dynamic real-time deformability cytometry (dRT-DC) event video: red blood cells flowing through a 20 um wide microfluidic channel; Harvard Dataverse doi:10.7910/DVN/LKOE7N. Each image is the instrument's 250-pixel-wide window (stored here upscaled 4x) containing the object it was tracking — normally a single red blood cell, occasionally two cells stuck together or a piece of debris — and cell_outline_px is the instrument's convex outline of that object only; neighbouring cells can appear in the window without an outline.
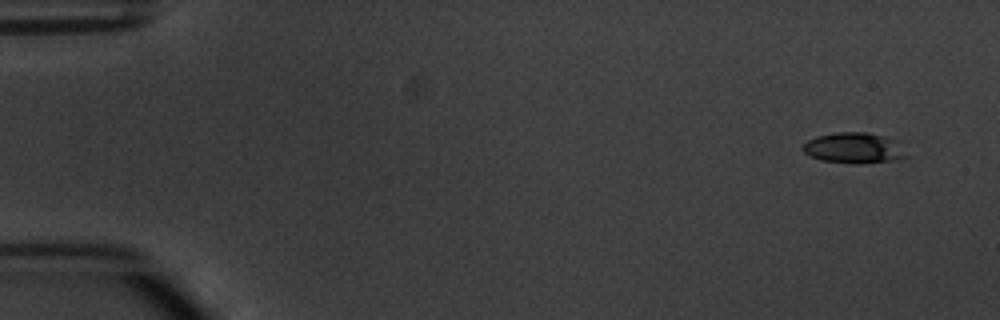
{"species": "common noctule bat (a hibernating species)", "species_latin": "Nyctalus noctula", "temperature_condition": "warm", "stored_images_in_passage": 4, "camera_frame_rate_fps": 3000, "um_per_image_px": 0.085, "animal": {"sex": "male", "body_mass_g": 20.1, "forearm_length_mm": 53.5}, "frame": {"image": 1, "passage_image": 1, "time_ms": 0.0, "image_size_px": [1000, 320], "cell_outline_px": [[908, 156], [888, 160], [820, 160], [804, 152], [800, 148], [808, 140], [816, 136], [836, 132], [864, 132], [884, 136], [900, 140]], "centroid_in_image_um": [72.59, 12.49], "position_along_channel_um": 12.4, "area_um2": 17.57}}
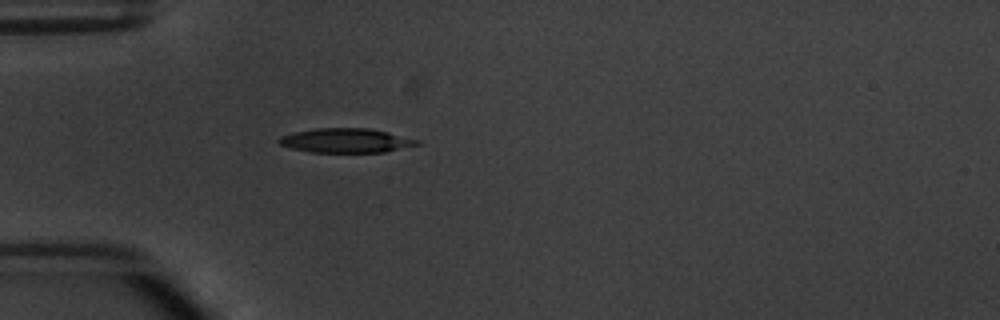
{"frame": {"image": 2, "passage_image": 4, "time_ms": 4.333, "image_size_px": [1000, 320], "cell_outline_px": [[420, 144], [384, 152], [308, 152], [292, 148], [280, 144], [276, 140], [280, 136], [296, 132], [316, 128], [368, 128], [388, 132], [420, 140]], "centroid_in_image_um": [29.4, 11.94], "position_along_channel_um": 55.6, "area_um2": 19.48}}